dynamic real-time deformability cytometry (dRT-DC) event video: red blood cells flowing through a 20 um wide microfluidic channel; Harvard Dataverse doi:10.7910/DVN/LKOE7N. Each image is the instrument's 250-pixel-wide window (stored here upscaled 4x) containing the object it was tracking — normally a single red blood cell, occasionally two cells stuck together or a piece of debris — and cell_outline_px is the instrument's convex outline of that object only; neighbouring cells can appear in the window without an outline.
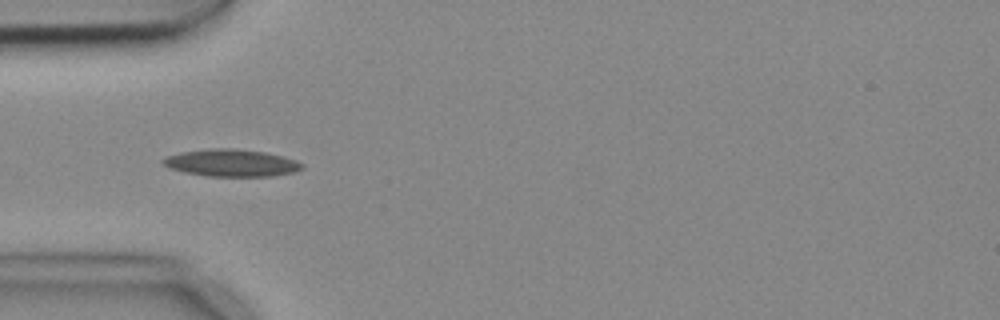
{"species": "common noctule bat (a hibernating species)", "species_latin": "Nyctalus noctula", "temperature_condition": "cold", "stored_images_in_passage": 5, "camera_frame_rate_fps": 3000, "um_per_image_px": 0.085, "animal": {"sex": "female", "body_mass_g": 18.4}, "frame": {"image": 1, "passage_image": 5, "time_ms": 1.333, "image_size_px": [1000, 320], "cell_outline_px": [[304, 168], [292, 172], [272, 176], [208, 176], [184, 172], [168, 168], [160, 164], [160, 160], [168, 156], [180, 152], [208, 148], [232, 148], [264, 152], [284, 156], [296, 160], [304, 164]], "centroid_in_image_um": [19.63, 13.84], "position_along_channel_um": 65.4, "area_um2": 22.2}}